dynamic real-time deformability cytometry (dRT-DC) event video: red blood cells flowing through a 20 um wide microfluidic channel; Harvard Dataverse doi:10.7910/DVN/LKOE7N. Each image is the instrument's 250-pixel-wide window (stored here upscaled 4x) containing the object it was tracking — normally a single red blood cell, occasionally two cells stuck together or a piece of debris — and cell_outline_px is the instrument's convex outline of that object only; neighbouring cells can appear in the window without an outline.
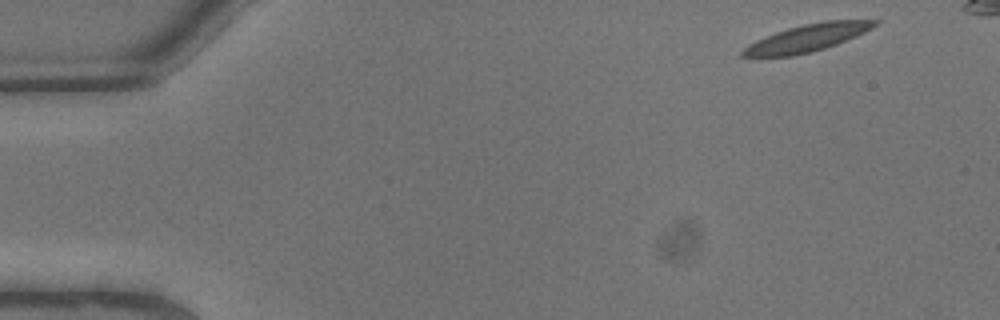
{"species": "common noctule bat (a hibernating species)", "species_latin": "Nyctalus noctula", "temperature_condition": "warm", "stored_images_in_passage": 7, "camera_frame_rate_fps": 3000, "um_per_image_px": 0.085, "animal": {"sex": "male", "body_mass_g": 13.3}, "frame": {"image": 1, "passage_image": 1, "time_ms": 0.0, "image_size_px": [1000, 320], "cell_outline_px": [[880, 20], [872, 28], [856, 36], [836, 44], [812, 52], [792, 56], [740, 56], [740, 52], [748, 44], [756, 40], [776, 32], [788, 28], [804, 24], [824, 20]], "centroid_in_image_um": [68.6, 3.22], "position_along_channel_um": 16.4, "area_um2": 20.75}}
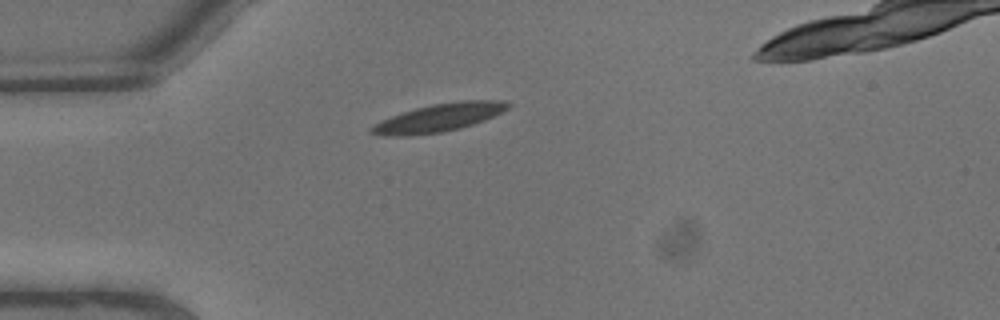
{"frame": {"image": 2, "passage_image": 5, "time_ms": 1.333, "image_size_px": [1000, 320], "cell_outline_px": [[512, 104], [508, 108], [484, 120], [460, 128], [444, 132], [412, 136], [384, 136], [368, 132], [368, 128], [380, 120], [416, 108], [432, 104], [464, 100], [504, 100]], "centroid_in_image_um": [37.26, 10.02], "position_along_channel_um": 47.7, "area_um2": 22.31}}
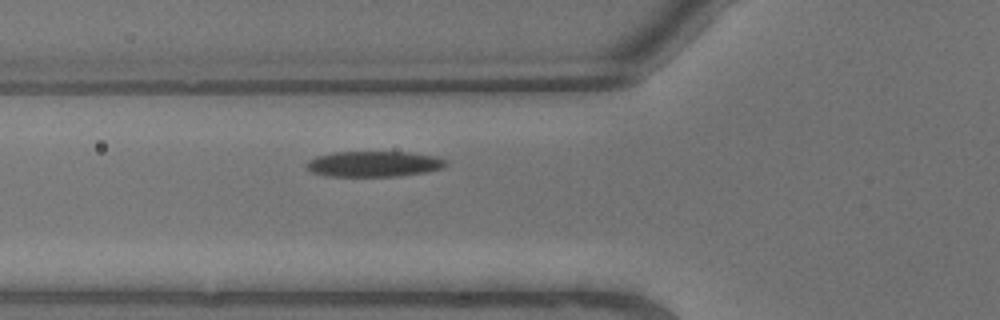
{"frame": {"image": 3, "passage_image": 7, "time_ms": 2.0, "image_size_px": [1000, 320], "cell_outline_px": [[448, 164], [444, 168], [428, 172], [400, 176], [324, 176], [308, 172], [304, 168], [304, 164], [308, 160], [316, 156], [332, 152], [408, 152], [436, 156], [448, 160]], "centroid_in_image_um": [31.75, 13.94], "position_along_channel_um": 94.1, "area_um2": 21.39}}